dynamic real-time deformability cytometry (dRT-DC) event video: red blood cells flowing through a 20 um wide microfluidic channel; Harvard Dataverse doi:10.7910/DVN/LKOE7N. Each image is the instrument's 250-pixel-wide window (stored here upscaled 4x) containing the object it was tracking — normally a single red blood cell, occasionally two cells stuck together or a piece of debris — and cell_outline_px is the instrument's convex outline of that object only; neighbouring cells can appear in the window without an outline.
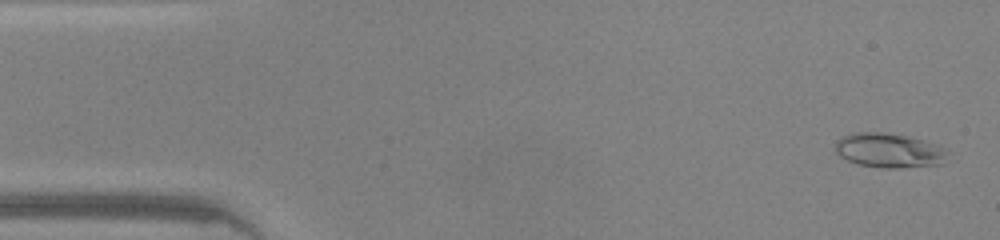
{"species": "common noctule bat (a hibernating species)", "species_latin": "Nyctalus noctula", "temperature_condition": "warm", "stored_images_in_passage": 46, "camera_frame_rate_fps": 3000, "um_per_image_px": 0.085, "animal": {"sex": "male", "body_mass_g": 20.0, "forearm_length_mm": 53.3}, "frame": {"image": 1, "passage_image": 2, "time_ms": 0.333, "image_size_px": [1000, 240], "cell_outline_px": [[956, 160], [944, 164], [900, 168], [884, 168], [860, 164], [848, 160], [840, 156], [836, 152], [836, 140], [840, 136], [856, 132], [880, 132], [904, 136], [924, 140], [940, 144], [948, 148], [952, 152]], "centroid_in_image_um": [75.77, 12.8], "position_along_channel_um": 9.2, "area_um2": 23.41}}
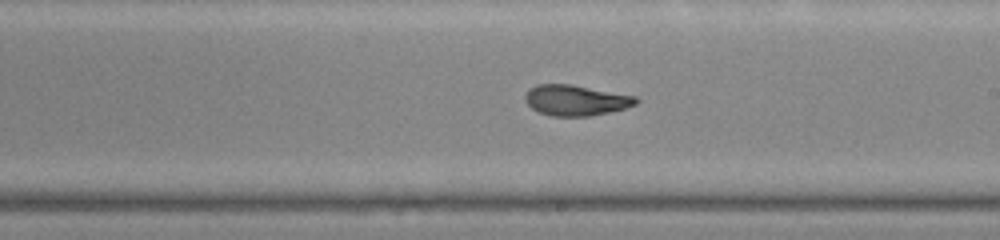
{"frame": {"image": 2, "passage_image": 26, "time_ms": 8.333, "image_size_px": [1000, 240], "cell_outline_px": [[640, 100], [636, 104], [624, 108], [608, 112], [588, 116], [552, 116], [540, 112], [532, 108], [524, 100], [524, 96], [528, 88], [536, 84], [572, 84], [636, 96]], "centroid_in_image_um": [48.92, 8.51], "position_along_channel_um": 240.1, "area_um2": 19.83}}
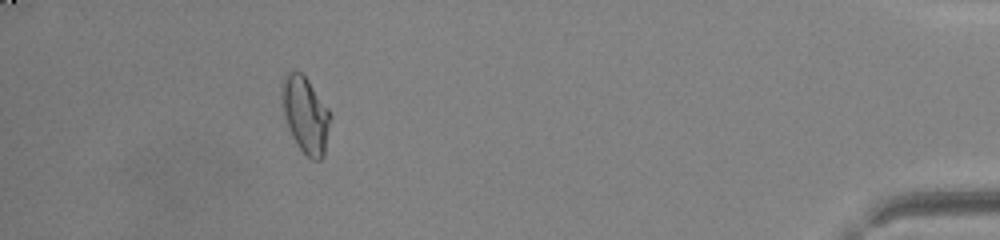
{"frame": {"image": 3, "passage_image": 42, "time_ms": 13.667, "image_size_px": [1000, 240], "cell_outline_px": [[332, 116], [324, 156], [320, 160], [312, 160], [300, 148], [288, 124], [284, 112], [280, 96], [284, 76], [292, 68], [300, 72], [308, 80], [328, 108]], "centroid_in_image_um": [25.99, 9.72], "position_along_channel_um": 409.2, "area_um2": 21.33}, "authors_computed_cell_mechanics": {"area_um2": 20.7502, "velocity_mm_per_s": 4.3526, "shape_relaxation_time_tau1_ms": null, "shape_relaxation_time_tau2_ms": 1.0855, "deformation_change_tau1": null, "deformation_change_tau2": 0.0612}}